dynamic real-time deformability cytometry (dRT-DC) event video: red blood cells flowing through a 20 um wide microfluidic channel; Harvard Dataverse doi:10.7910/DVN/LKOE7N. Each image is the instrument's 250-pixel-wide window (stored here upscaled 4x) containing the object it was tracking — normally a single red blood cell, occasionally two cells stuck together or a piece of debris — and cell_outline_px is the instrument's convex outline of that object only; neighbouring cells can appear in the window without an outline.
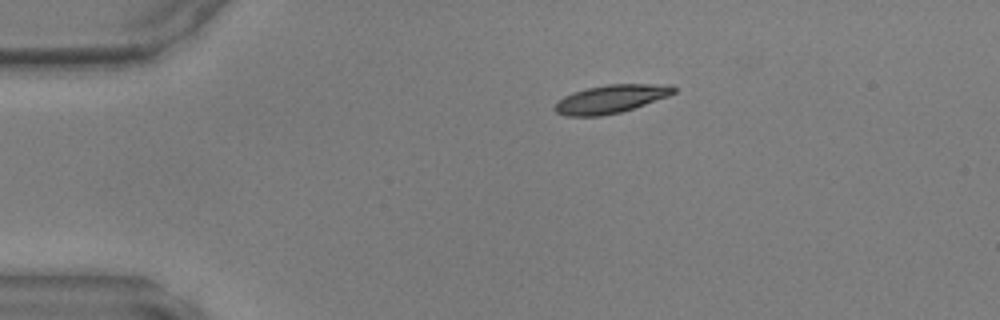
{"species": "common noctule bat (a hibernating species)", "species_latin": "Nyctalus noctula", "temperature_condition": "warm", "stored_images_in_passage": 36, "camera_frame_rate_fps": 3000, "um_per_image_px": 0.085, "animal": {"sex": "male", "body_mass_g": 17.9, "forearm_length_mm": 54.2}, "frame": {"image": 1, "passage_image": 1, "time_ms": 0.0, "image_size_px": [1000, 320], "cell_outline_px": [[676, 92], [668, 96], [620, 112], [600, 116], [564, 116], [556, 112], [552, 108], [564, 96], [588, 88], [608, 84], [672, 84], [676, 88]], "centroid_in_image_um": [51.94, 8.41], "position_along_channel_um": 33.1, "area_um2": 19.36}}
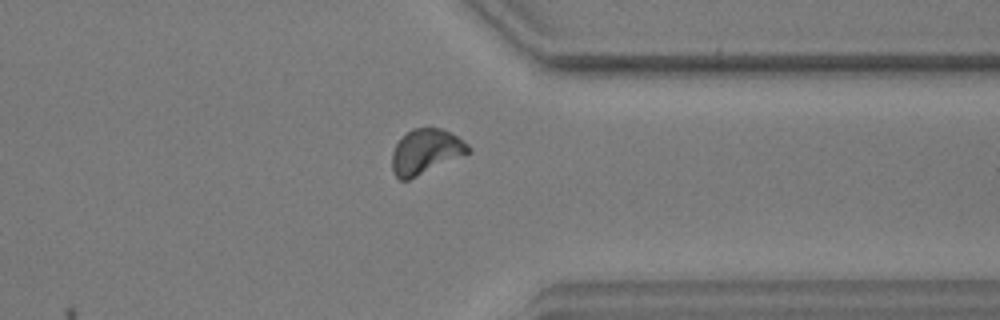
{"frame": {"image": 2, "passage_image": 29, "time_ms": 9.333, "image_size_px": [1000, 320], "cell_outline_px": [[472, 152], [408, 180], [400, 180], [396, 176], [392, 168], [392, 152], [396, 144], [412, 128], [440, 128], [456, 136], [468, 144], [472, 148]], "centroid_in_image_um": [36.2, 12.89], "position_along_channel_um": 375.2, "area_um2": 19.77}}
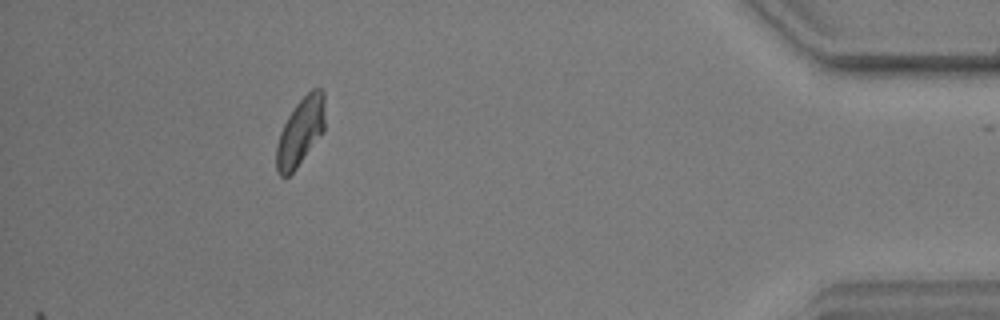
{"frame": {"image": 3, "passage_image": 35, "time_ms": 11.333, "image_size_px": [1000, 320], "cell_outline_px": [[324, 132], [296, 168], [288, 176], [280, 176], [276, 172], [276, 144], [280, 132], [288, 116], [296, 104], [312, 88], [320, 88], [324, 92]], "centroid_in_image_um": [25.53, 11.2], "position_along_channel_um": 409.7, "area_um2": 19.19}}